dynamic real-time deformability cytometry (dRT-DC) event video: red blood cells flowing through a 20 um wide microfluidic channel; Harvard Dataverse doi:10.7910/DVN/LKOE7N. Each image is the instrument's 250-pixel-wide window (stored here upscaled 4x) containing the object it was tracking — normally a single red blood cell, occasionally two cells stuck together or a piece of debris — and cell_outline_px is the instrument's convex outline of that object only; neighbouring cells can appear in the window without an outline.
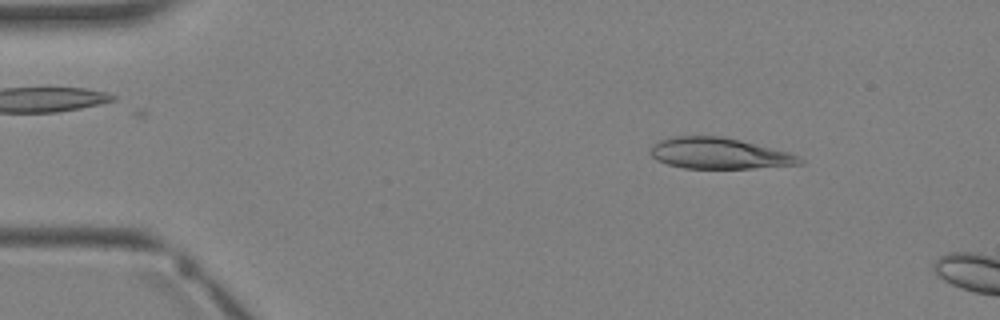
{"species": "Egyptian fruit bat (a non-hibernating species)", "species_latin": "Rousettus aegyptiacus", "temperature_condition": "warm", "stored_images_in_passage": 3, "camera_frame_rate_fps": 3000, "um_per_image_px": 0.085, "animal": {"sex": "female"}, "frame": {"image": 1, "passage_image": 1, "time_ms": 0.0, "image_size_px": [1000, 320], "cell_outline_px": [[804, 164], [752, 168], [684, 168], [668, 164], [656, 160], [648, 152], [652, 144], [660, 140], [672, 136], [720, 136], [740, 140], [788, 152], [804, 160]], "centroid_in_image_um": [61.08, 13.03], "position_along_channel_um": 23.9, "area_um2": 26.93}}